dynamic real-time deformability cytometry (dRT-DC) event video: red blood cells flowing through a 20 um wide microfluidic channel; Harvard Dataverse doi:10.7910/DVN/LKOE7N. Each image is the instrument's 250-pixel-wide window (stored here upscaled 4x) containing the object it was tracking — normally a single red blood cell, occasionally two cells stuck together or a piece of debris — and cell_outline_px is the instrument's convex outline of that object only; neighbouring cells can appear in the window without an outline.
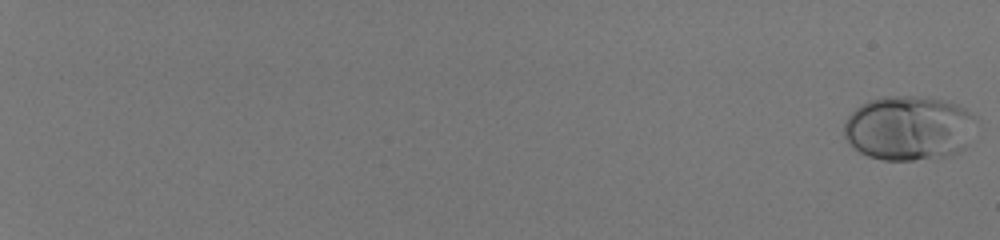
{"species": "human", "species_latin": "Homo sapiens", "temperature_condition": "room temperature", "stored_images_in_passage": 56, "camera_frame_rate_fps": 3000, "um_per_image_px": 0.085, "donor": {"sex": "male"}, "frame": {"image": 1, "passage_image": 1, "time_ms": 0.0, "image_size_px": [1000, 240], "cell_outline_px": [[980, 120], [968, 144], [964, 148], [948, 156], [912, 160], [884, 160], [868, 156], [852, 148], [844, 136], [844, 120], [856, 108], [868, 100], [884, 96], [912, 96], [948, 100], [964, 108], [976, 116]], "centroid_in_image_um": [77.29, 10.88], "position_along_channel_um": 7.7, "area_um2": 50.46}}
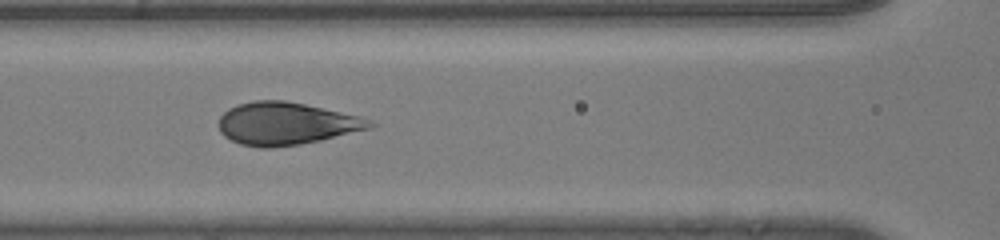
{"frame": {"image": 2, "passage_image": 32, "time_ms": 10.333, "image_size_px": [1000, 240], "cell_outline_px": [[376, 124], [372, 128], [320, 140], [300, 144], [268, 148], [260, 148], [240, 144], [224, 136], [220, 132], [216, 124], [220, 116], [228, 108], [236, 104], [252, 100], [284, 100], [304, 104], [356, 116], [372, 120]], "centroid_in_image_um": [24.25, 10.5], "position_along_channel_um": 142.4, "area_um2": 37.45}}
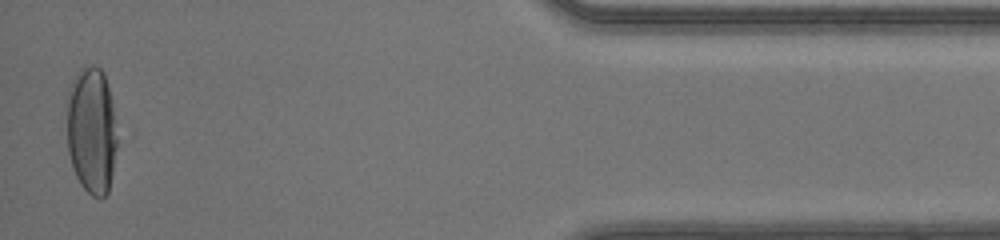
{"frame": {"image": 3, "passage_image": 56, "time_ms": 18.333, "image_size_px": [1000, 240], "cell_outline_px": [[116, 144], [112, 172], [108, 192], [100, 200], [92, 196], [80, 184], [76, 176], [68, 152], [64, 104], [68, 88], [76, 72], [84, 64], [92, 64], [100, 68], [104, 72], [112, 100], [116, 140]], "centroid_in_image_um": [7.72, 11.01], "position_along_channel_um": 427.5, "area_um2": 38.15}, "authors_computed_cell_mechanics": {"area_um2": 40.0265, "velocity_mm_per_s": 4.1582, "shape_relaxation_time_tau1_ms": 3.9761, "shape_relaxation_time_tau2_ms": null, "deformation_change_tau1": 0.2013, "deformation_change_tau2": null}}